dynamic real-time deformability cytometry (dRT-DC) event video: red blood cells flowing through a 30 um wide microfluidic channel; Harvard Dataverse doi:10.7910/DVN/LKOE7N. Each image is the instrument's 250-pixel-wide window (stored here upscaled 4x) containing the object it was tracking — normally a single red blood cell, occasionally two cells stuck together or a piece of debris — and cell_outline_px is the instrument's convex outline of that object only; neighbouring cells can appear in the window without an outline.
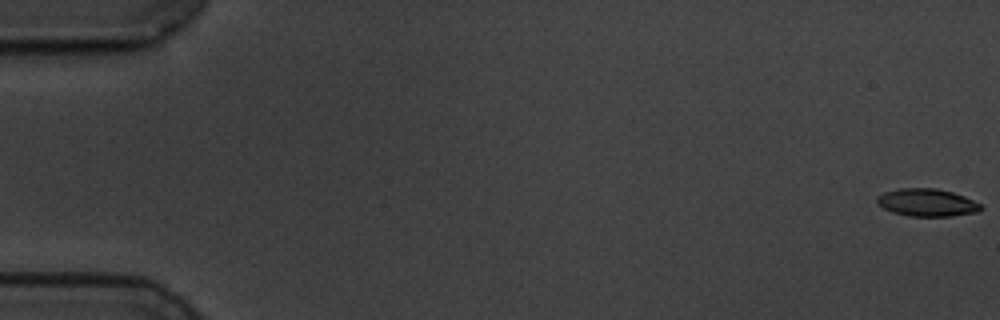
{"species": "common noctule bat (a hibernating species)", "species_latin": "Nyctalus noctula", "temperature_condition": "cold", "stored_images_in_passage": 51, "camera_frame_rate_fps": 3000, "um_per_image_px": 0.085, "animal": {"sex": "male", "body_mass_g": 19.5, "forearm_length_mm": 54.6}, "frame": {"image": 1, "passage_image": 1, "time_ms": 0.0, "image_size_px": [1000, 320], "cell_outline_px": [[984, 208], [980, 212], [952, 216], [908, 216], [892, 212], [876, 204], [876, 196], [884, 192], [896, 188], [936, 188], [952, 192], [964, 196], [980, 204]], "centroid_in_image_um": [78.78, 17.22], "position_along_channel_um": 6.2, "area_um2": 16.94}}
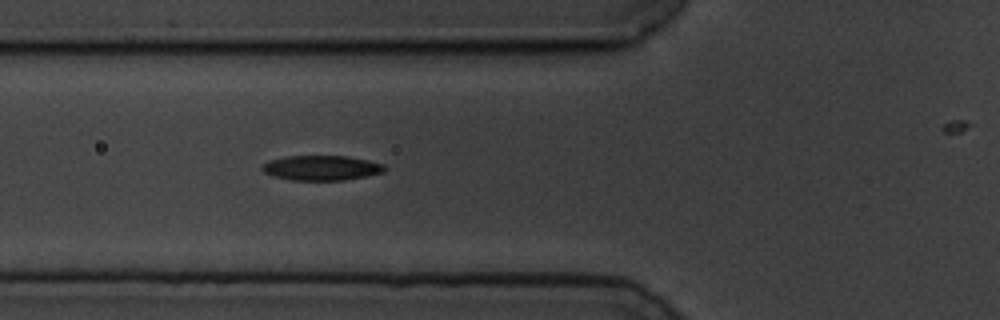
{"frame": {"image": 2, "passage_image": 22, "time_ms": 7.0, "image_size_px": [1000, 320], "cell_outline_px": [[388, 168], [384, 172], [344, 180], [292, 180], [272, 176], [264, 172], [260, 168], [268, 160], [284, 156], [348, 156], [368, 160], [384, 164]], "centroid_in_image_um": [27.32, 14.26], "position_along_channel_um": 98.5, "area_um2": 17.86}}
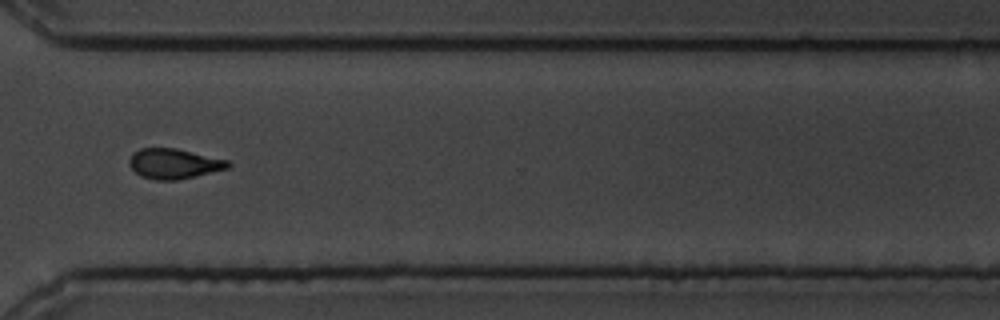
{"frame": {"image": 3, "passage_image": 44, "time_ms": 14.333, "image_size_px": [1000, 320], "cell_outline_px": [[232, 164], [228, 168], [176, 180], [156, 180], [140, 176], [128, 164], [128, 160], [140, 148], [176, 148], [228, 160]], "centroid_in_image_um": [14.78, 13.91], "position_along_channel_um": 355.8, "area_um2": 17.11}}